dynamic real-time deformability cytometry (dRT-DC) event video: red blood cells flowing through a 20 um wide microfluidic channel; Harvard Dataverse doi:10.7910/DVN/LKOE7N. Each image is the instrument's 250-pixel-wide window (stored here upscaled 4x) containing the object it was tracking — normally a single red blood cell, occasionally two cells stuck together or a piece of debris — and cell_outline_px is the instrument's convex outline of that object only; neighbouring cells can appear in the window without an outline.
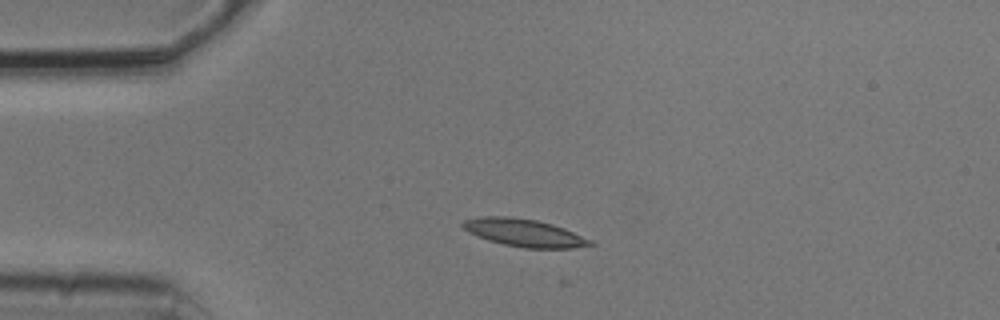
{"species": "common noctule bat (a hibernating species)", "species_latin": "Nyctalus noctula", "temperature_condition": "cold", "stored_images_in_passage": 4, "camera_frame_rate_fps": 3000, "um_per_image_px": 0.085, "animal": {"sex": "male", "body_mass_g": 20.5, "forearm_length_mm": 52.5}, "frame": {"image": 1, "passage_image": 2, "time_ms": 0.333, "image_size_px": [1000, 320], "cell_outline_px": [[596, 244], [572, 248], [524, 248], [504, 244], [488, 240], [468, 232], [460, 224], [464, 220], [484, 216], [508, 216], [536, 220], [552, 224], [564, 228], [592, 240]], "centroid_in_image_um": [44.56, 19.78], "position_along_channel_um": 40.4, "area_um2": 20.4}}